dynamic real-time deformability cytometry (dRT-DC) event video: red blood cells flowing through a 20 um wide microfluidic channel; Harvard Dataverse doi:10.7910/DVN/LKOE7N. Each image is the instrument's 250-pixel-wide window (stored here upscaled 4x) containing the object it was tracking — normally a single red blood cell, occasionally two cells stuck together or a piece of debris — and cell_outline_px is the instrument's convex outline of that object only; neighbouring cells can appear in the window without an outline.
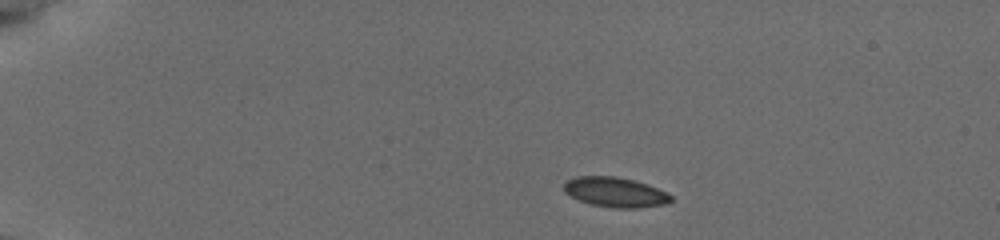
{"species": "common noctule bat (a hibernating species)", "species_latin": "Nyctalus noctula", "temperature_condition": "cold", "stored_images_in_passage": 45, "camera_frame_rate_fps": 3000, "um_per_image_px": 0.085, "animal": {"sex": "female", "body_mass_g": 19.5, "forearm_length_mm": 54.1}, "frame": {"image": 1, "passage_image": 1, "time_ms": 0.0, "image_size_px": [1000, 240], "cell_outline_px": [[672, 200], [668, 204], [636, 208], [612, 208], [592, 204], [580, 200], [564, 192], [564, 184], [568, 180], [576, 176], [616, 176], [648, 184], [672, 196]], "centroid_in_image_um": [52.3, 16.34], "position_along_channel_um": 32.7, "area_um2": 18.5}}
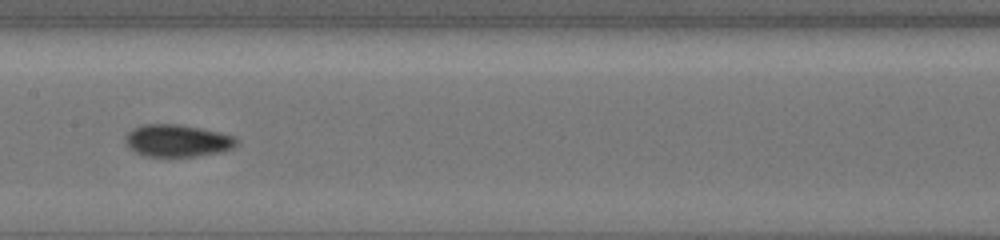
{"frame": {"image": 2, "passage_image": 20, "time_ms": 6.333, "image_size_px": [1000, 240], "cell_outline_px": [[240, 140], [232, 148], [220, 152], [200, 156], [144, 156], [128, 148], [124, 144], [124, 136], [132, 128], [144, 124], [176, 124], [200, 128], [220, 132], [236, 136]], "centroid_in_image_um": [15.06, 11.95], "position_along_channel_um": 192.3, "area_um2": 21.15}}
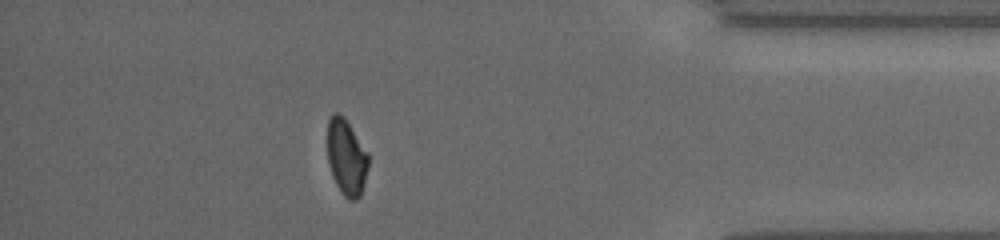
{"frame": {"image": 3, "passage_image": 39, "time_ms": 12.667, "image_size_px": [1000, 240], "cell_outline_px": [[368, 168], [364, 184], [360, 196], [356, 200], [348, 200], [340, 192], [332, 176], [328, 164], [328, 120], [332, 112], [336, 112], [344, 116], [368, 152]], "centroid_in_image_um": [29.45, 13.37], "position_along_channel_um": 405.8, "area_um2": 18.32}, "authors_computed_cell_mechanics": {"area_um2": 19.363, "velocity_mm_per_s": 3.8349, "shape_relaxation_time_tau1_ms": 6.5674, "shape_relaxation_time_tau2_ms": 6.6078, "deformation_change_tau1": 0.1108, "deformation_change_tau2": 0.0623}}